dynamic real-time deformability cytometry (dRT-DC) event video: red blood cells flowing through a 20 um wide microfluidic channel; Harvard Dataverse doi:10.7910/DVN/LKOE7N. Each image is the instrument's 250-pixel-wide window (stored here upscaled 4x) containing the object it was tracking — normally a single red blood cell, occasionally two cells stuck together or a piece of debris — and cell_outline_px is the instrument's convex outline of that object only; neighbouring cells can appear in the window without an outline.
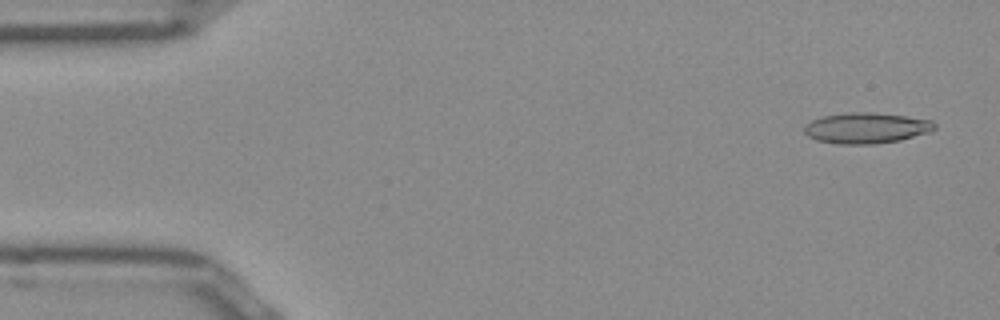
{"species": "Egyptian fruit bat (a non-hibernating species)", "species_latin": "Rousettus aegyptiacus", "temperature_condition": "room temperature", "stored_images_in_passage": 10, "camera_frame_rate_fps": 3000, "um_per_image_px": 0.085, "frame": {"image": 1, "passage_image": 2, "time_ms": 0.333, "image_size_px": [1000, 320], "cell_outline_px": [[936, 128], [928, 132], [900, 140], [876, 144], [836, 144], [816, 140], [808, 136], [804, 132], [804, 128], [812, 120], [824, 116], [848, 112], [868, 112], [904, 116], [932, 120], [936, 124]], "centroid_in_image_um": [73.63, 10.89], "position_along_channel_um": 11.4, "area_um2": 23.24}}